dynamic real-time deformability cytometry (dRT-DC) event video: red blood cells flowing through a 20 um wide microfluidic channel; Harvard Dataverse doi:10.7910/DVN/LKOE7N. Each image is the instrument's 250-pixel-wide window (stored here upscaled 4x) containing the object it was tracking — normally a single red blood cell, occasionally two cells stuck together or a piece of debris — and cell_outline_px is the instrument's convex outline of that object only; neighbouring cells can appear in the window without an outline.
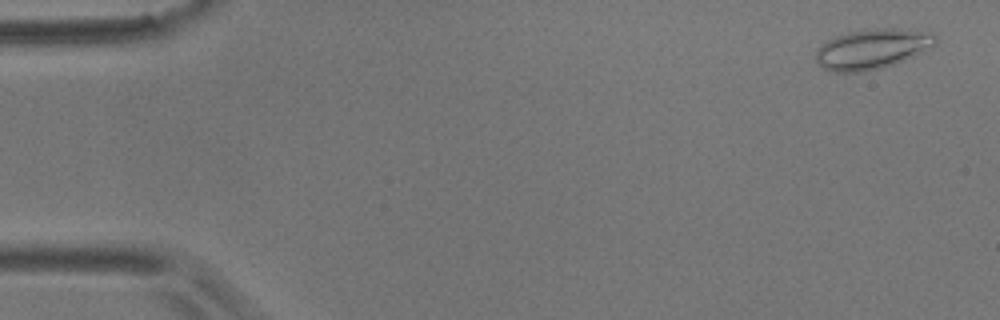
{"species": "common noctule bat (a hibernating species)", "species_latin": "Nyctalus noctula", "temperature_condition": "room temperature", "stored_images_in_passage": 57, "camera_frame_rate_fps": 3000, "um_per_image_px": 0.085, "animal": {"sex": "male", "body_mass_g": 17.9}, "frame": {"image": 1, "passage_image": 3, "time_ms": 0.667, "image_size_px": [1000, 320], "cell_outline_px": [[936, 44], [904, 60], [880, 68], [860, 72], [836, 72], [824, 68], [816, 60], [816, 48], [820, 44], [836, 36], [848, 32], [876, 28], [900, 28], [932, 32], [936, 36]], "centroid_in_image_um": [74.12, 4.14], "position_along_channel_um": 10.9, "area_um2": 27.74}}
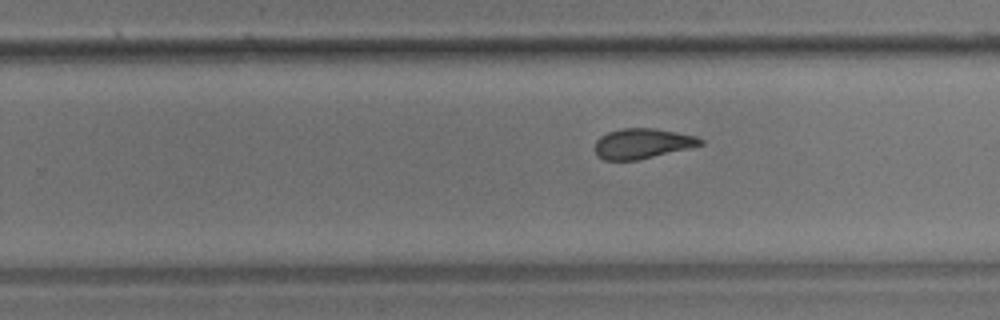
{"frame": {"image": 2, "passage_image": 36, "time_ms": 11.667, "image_size_px": [1000, 320], "cell_outline_px": [[704, 144], [688, 148], [636, 160], [604, 160], [596, 156], [596, 140], [600, 136], [608, 132], [624, 128], [652, 128], [696, 136], [704, 140]], "centroid_in_image_um": [54.58, 12.2], "position_along_channel_um": 275.2, "area_um2": 18.26}}
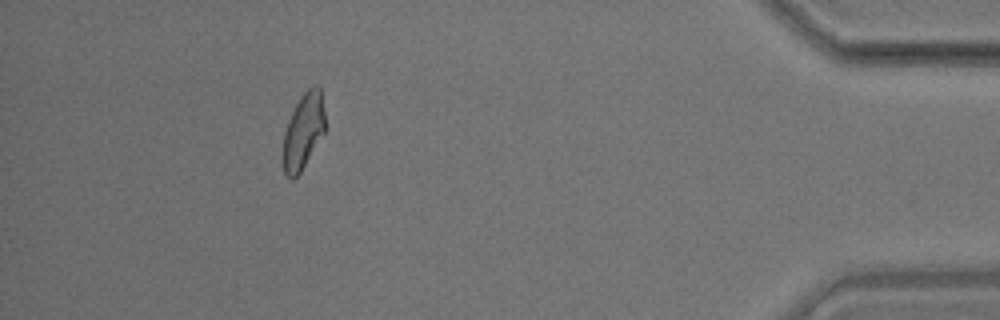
{"frame": {"image": 3, "passage_image": 52, "time_ms": 17.0, "image_size_px": [1000, 320], "cell_outline_px": [[324, 132], [300, 172], [292, 180], [288, 180], [284, 172], [280, 156], [284, 132], [288, 120], [300, 96], [308, 88], [316, 84], [320, 88], [324, 112]], "centroid_in_image_um": [25.72, 11.2], "position_along_channel_um": 409.5, "area_um2": 18.73}, "authors_computed_cell_mechanics": {"area_um2": 19.7098, "velocity_mm_per_s": 3.5375, "shape_relaxation_time_tau1_ms": null, "shape_relaxation_time_tau2_ms": 1.9562, "deformation_change_tau1": null, "deformation_change_tau2": 0.0717}}